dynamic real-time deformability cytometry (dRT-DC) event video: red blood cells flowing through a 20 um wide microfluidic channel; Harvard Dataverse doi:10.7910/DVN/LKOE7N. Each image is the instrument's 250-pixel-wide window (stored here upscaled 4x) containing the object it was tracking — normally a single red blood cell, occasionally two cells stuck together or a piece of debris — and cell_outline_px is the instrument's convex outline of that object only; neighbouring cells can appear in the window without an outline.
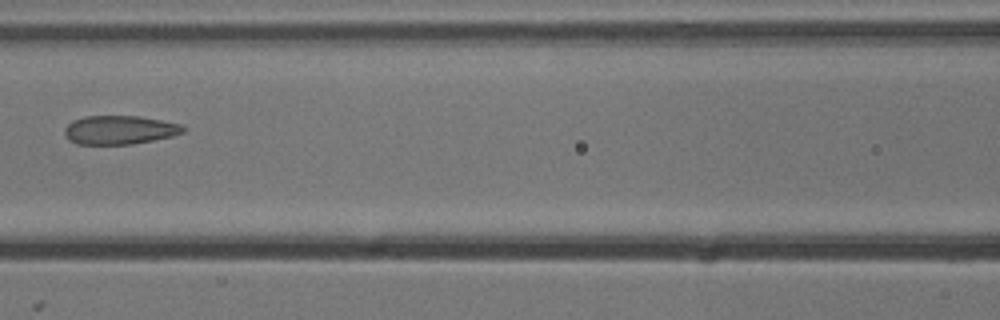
{"species": "common noctule bat (a hibernating species)", "species_latin": "Nyctalus noctula", "temperature_condition": "cold", "stored_images_in_passage": 6, "camera_frame_rate_fps": 3000, "um_per_image_px": 0.085, "animal": {"sex": "male", "body_mass_g": 13.3}, "frame": {"image": 1, "passage_image": 5, "time_ms": 1.333, "image_size_px": [1000, 320], "cell_outline_px": [[184, 132], [172, 136], [132, 144], [76, 144], [68, 140], [64, 136], [64, 128], [72, 120], [84, 116], [140, 116], [180, 124], [184, 128]], "centroid_in_image_um": [10.1, 11.04], "position_along_channel_um": 156.5, "area_um2": 19.88}}
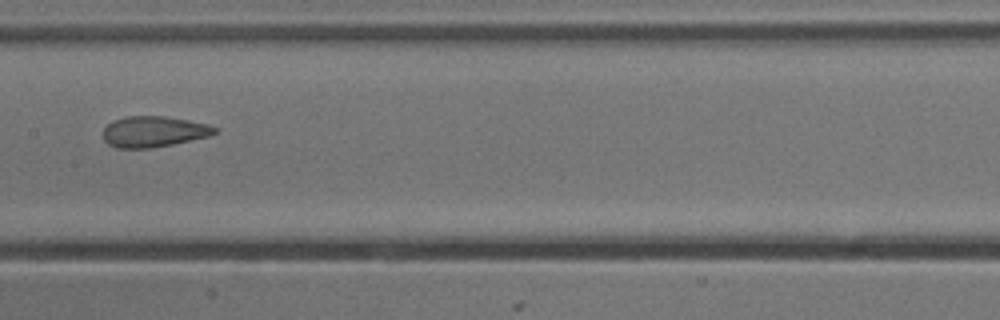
{"frame": {"image": 2, "passage_image": 6, "time_ms": 1.667, "image_size_px": [1000, 320], "cell_outline_px": [[220, 132], [212, 136], [152, 148], [116, 148], [108, 144], [104, 140], [104, 128], [112, 120], [124, 116], [164, 116], [188, 120], [208, 124], [220, 128]], "centroid_in_image_um": [13.12, 11.18], "position_along_channel_um": 194.3, "area_um2": 20.4}}